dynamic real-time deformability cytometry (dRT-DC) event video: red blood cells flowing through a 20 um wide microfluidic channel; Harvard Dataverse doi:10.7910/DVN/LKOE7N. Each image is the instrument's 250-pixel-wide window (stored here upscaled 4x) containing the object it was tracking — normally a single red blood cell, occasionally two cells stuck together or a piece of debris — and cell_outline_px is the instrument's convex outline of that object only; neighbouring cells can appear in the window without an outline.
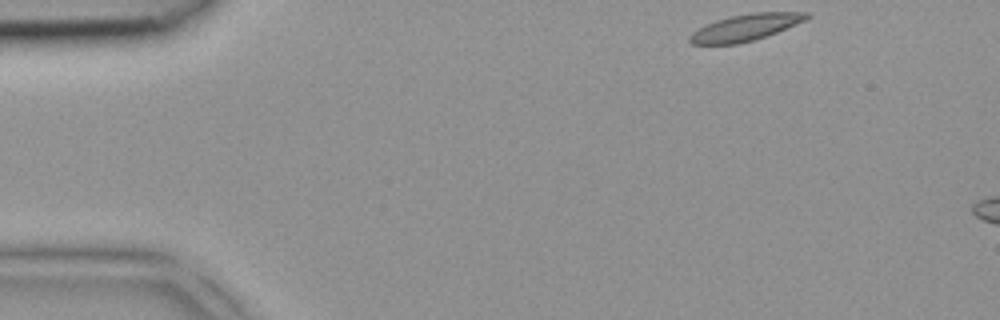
{"species": "common noctule bat (a hibernating species)", "species_latin": "Nyctalus noctula", "temperature_condition": "room temperature", "stored_images_in_passage": 3, "camera_frame_rate_fps": 3000, "um_per_image_px": 0.085, "animal": {"sex": "female", "body_mass_g": 18.4}, "frame": {"image": 1, "passage_image": 1, "time_ms": 0.0, "image_size_px": [1000, 320], "cell_outline_px": [[812, 16], [804, 20], [776, 32], [752, 40], [736, 44], [692, 44], [688, 40], [688, 36], [692, 32], [716, 20], [732, 16], [752, 12], [812, 12]], "centroid_in_image_um": [63.37, 2.32], "position_along_channel_um": 21.6, "area_um2": 17.8}}